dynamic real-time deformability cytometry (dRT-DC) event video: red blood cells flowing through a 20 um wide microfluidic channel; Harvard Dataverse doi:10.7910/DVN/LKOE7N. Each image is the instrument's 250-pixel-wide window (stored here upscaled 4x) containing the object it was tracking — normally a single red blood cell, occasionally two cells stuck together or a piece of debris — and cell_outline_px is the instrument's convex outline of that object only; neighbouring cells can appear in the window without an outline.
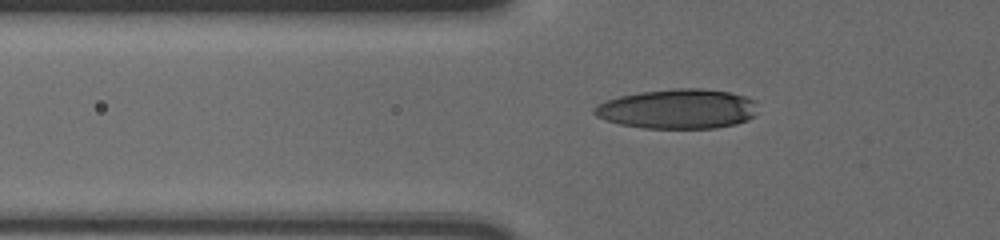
{"species": "human", "species_latin": "Homo sapiens", "temperature_condition": "cold", "stored_images_in_passage": 45, "camera_frame_rate_fps": 3000, "um_per_image_px": 0.085, "donor": {"sex": "male"}, "frame": {"image": 1, "passage_image": 8, "time_ms": 2.333, "image_size_px": [1000, 240], "cell_outline_px": [[756, 100], [752, 116], [748, 120], [736, 124], [716, 128], [644, 128], [620, 124], [604, 120], [596, 116], [592, 112], [592, 108], [608, 100], [620, 96], [640, 92], [676, 88], [700, 88], [728, 92], [744, 96]], "centroid_in_image_um": [57.58, 9.26], "position_along_channel_um": 68.2, "area_um2": 37.63}}
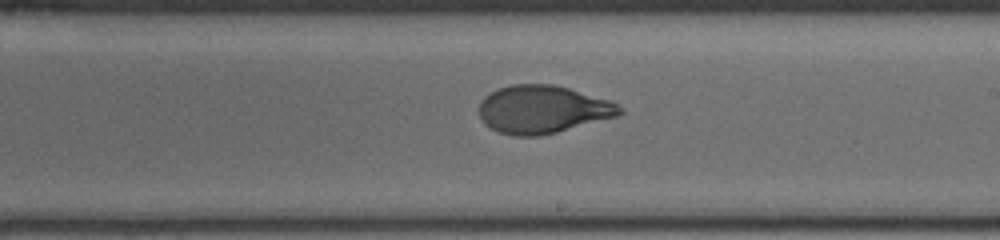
{"frame": {"image": 2, "passage_image": 23, "time_ms": 7.333, "image_size_px": [1000, 240], "cell_outline_px": [[624, 112], [616, 116], [556, 132], [536, 136], [512, 136], [500, 132], [484, 124], [480, 116], [480, 100], [488, 92], [512, 84], [552, 84], [568, 88], [608, 100], [616, 104]], "centroid_in_image_um": [46.07, 9.29], "position_along_channel_um": 242.9, "area_um2": 38.84}}
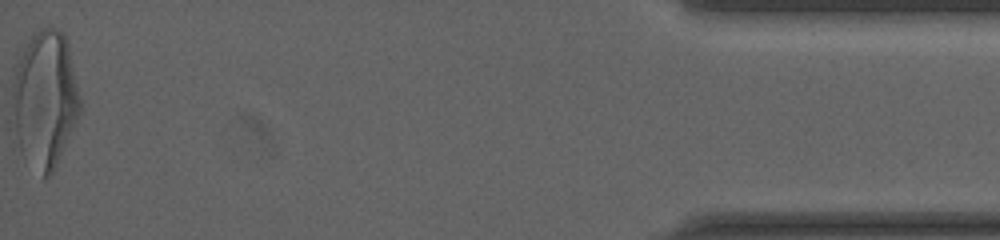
{"frame": {"image": 3, "passage_image": 45, "time_ms": 14.667, "image_size_px": [1000, 240], "cell_outline_px": [[80, 112], [56, 164], [52, 172], [48, 176], [44, 176], [20, 152], [16, 132], [12, 88], [12, 80], [20, 56], [24, 48], [32, 36], [36, 32], [44, 28], [52, 28], [60, 32], [68, 40], [80, 96]], "centroid_in_image_um": [3.84, 8.39], "position_along_channel_um": 431.4, "area_um2": 52.71}, "authors_computed_cell_mechanics": {"area_um2": 39.304, "velocity_mm_per_s": 3.6197, "shape_relaxation_time_tau1_ms": 5.0284, "shape_relaxation_time_tau2_ms": 0.8784, "deformation_change_tau1": 0.2233, "deformation_change_tau2": 0.0605}}